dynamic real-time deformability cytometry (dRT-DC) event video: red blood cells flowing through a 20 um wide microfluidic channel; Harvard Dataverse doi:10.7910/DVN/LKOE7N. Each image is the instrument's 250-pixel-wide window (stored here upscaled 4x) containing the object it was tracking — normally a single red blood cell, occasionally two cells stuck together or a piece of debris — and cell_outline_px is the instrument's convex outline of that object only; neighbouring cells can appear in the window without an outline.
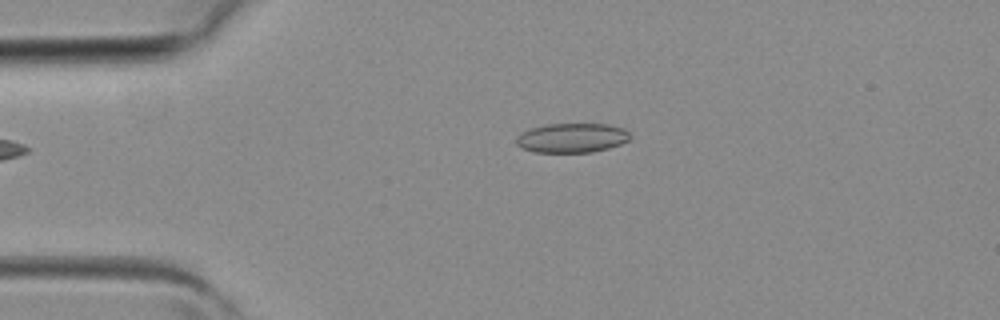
{"species": "common noctule bat (a hibernating species)", "species_latin": "Nyctalus noctula", "temperature_condition": "room temperature", "stored_images_in_passage": 2, "camera_frame_rate_fps": 3000, "um_per_image_px": 0.085, "animal": {"sex": "female", "body_mass_g": 19.3, "forearm_length_mm": 54.1}, "frame": {"image": 1, "passage_image": 1, "time_ms": 0.0, "image_size_px": [1000, 320], "cell_outline_px": [[632, 136], [628, 140], [620, 144], [608, 148], [592, 152], [536, 152], [520, 148], [516, 144], [516, 140], [524, 132], [532, 128], [548, 124], [608, 124], [624, 128]], "centroid_in_image_um": [48.65, 11.72], "position_along_channel_um": 36.3, "area_um2": 19.36}}